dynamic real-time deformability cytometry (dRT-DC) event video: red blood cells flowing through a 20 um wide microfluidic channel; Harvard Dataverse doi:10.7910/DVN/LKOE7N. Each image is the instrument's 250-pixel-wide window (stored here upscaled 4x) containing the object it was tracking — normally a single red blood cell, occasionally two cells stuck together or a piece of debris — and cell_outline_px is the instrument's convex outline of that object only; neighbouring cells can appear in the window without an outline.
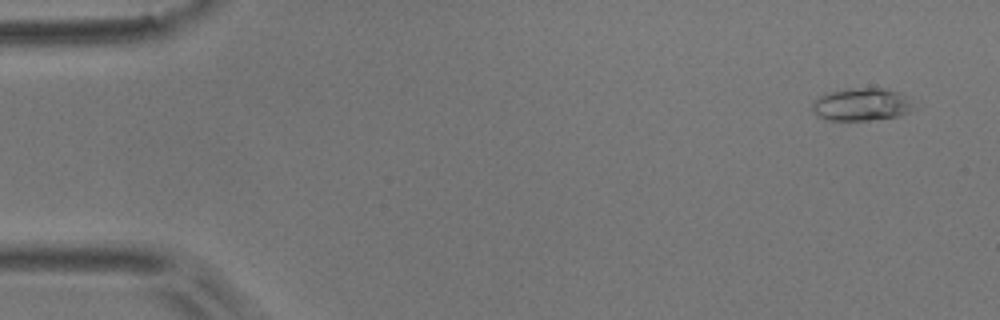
{"species": "common noctule bat (a hibernating species)", "species_latin": "Nyctalus noctula", "temperature_condition": "room temperature", "stored_images_in_passage": 5, "camera_frame_rate_fps": 3000, "um_per_image_px": 0.085, "animal": {"sex": "male", "body_mass_g": 17.9}, "frame": {"image": 1, "passage_image": 1, "time_ms": 0.0, "image_size_px": [1000, 320], "cell_outline_px": [[916, 108], [912, 112], [900, 116], [868, 120], [828, 120], [816, 116], [812, 112], [812, 104], [820, 96], [828, 92], [852, 88], [888, 88], [912, 96]], "centroid_in_image_um": [73.34, 8.87], "position_along_channel_um": 11.7, "area_um2": 19.94}}
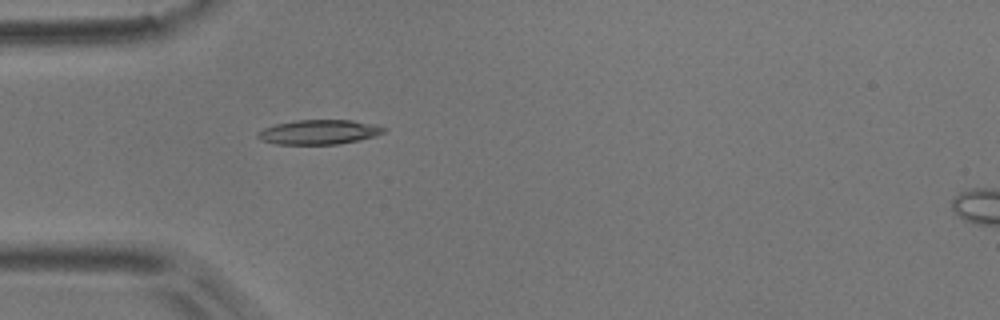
{"frame": {"image": 2, "passage_image": 4, "time_ms": 1.0, "image_size_px": [1000, 320], "cell_outline_px": [[388, 128], [384, 132], [376, 136], [360, 140], [336, 144], [276, 144], [260, 140], [256, 136], [256, 132], [264, 128], [276, 124], [296, 120], [352, 120], [376, 124]], "centroid_in_image_um": [27.13, 11.22], "position_along_channel_um": 57.9, "area_um2": 18.21}}